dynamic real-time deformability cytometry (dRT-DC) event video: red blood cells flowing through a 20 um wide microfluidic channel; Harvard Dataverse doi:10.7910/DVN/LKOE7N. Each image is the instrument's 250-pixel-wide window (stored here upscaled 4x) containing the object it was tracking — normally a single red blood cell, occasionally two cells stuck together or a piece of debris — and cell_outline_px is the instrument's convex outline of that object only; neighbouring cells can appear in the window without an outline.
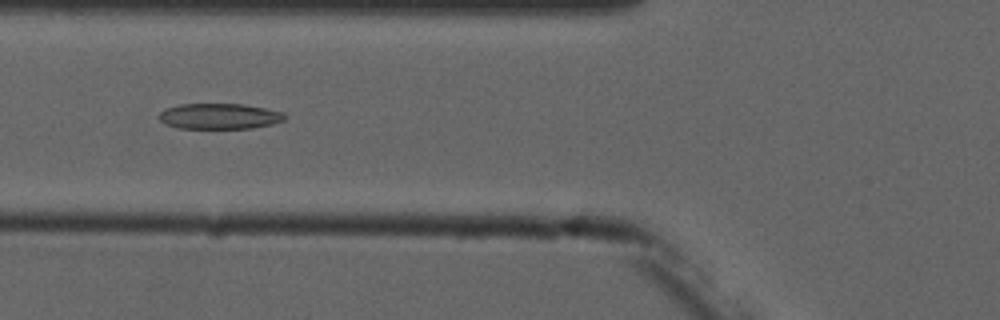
{"species": "common noctule bat (a hibernating species)", "species_latin": "Nyctalus noctula", "temperature_condition": "cold", "stored_images_in_passage": 14, "camera_frame_rate_fps": 3000, "um_per_image_px": 0.085, "animal": {"sex": "male", "forearm_length_mm": 52.5}, "frame": {"image": 1, "passage_image": 5, "time_ms": 6.0, "image_size_px": [1000, 320], "cell_outline_px": [[284, 120], [272, 124], [252, 128], [176, 128], [164, 124], [160, 120], [160, 112], [164, 108], [180, 104], [244, 104], [284, 112]], "centroid_in_image_um": [18.62, 9.88], "position_along_channel_um": 107.2, "area_um2": 18.79}}
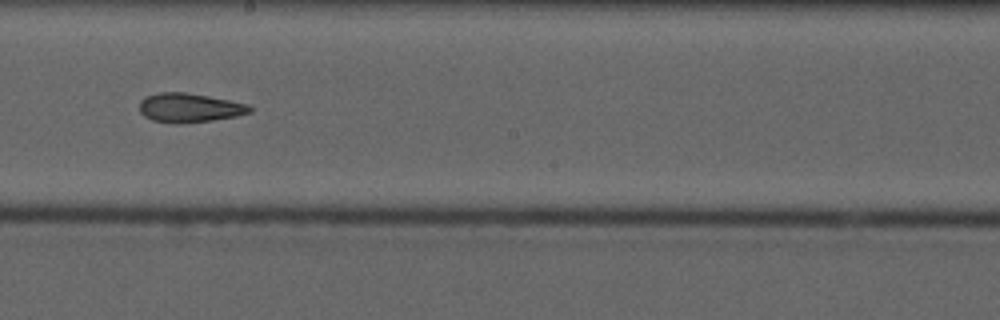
{"frame": {"image": 2, "passage_image": 8, "time_ms": 9.333, "image_size_px": [1000, 320], "cell_outline_px": [[252, 112], [236, 116], [212, 120], [152, 120], [144, 116], [140, 112], [140, 100], [144, 96], [160, 92], [184, 92], [208, 96], [248, 104], [252, 108]], "centroid_in_image_um": [16.11, 9.1], "position_along_channel_um": 232.1, "area_um2": 17.86}}
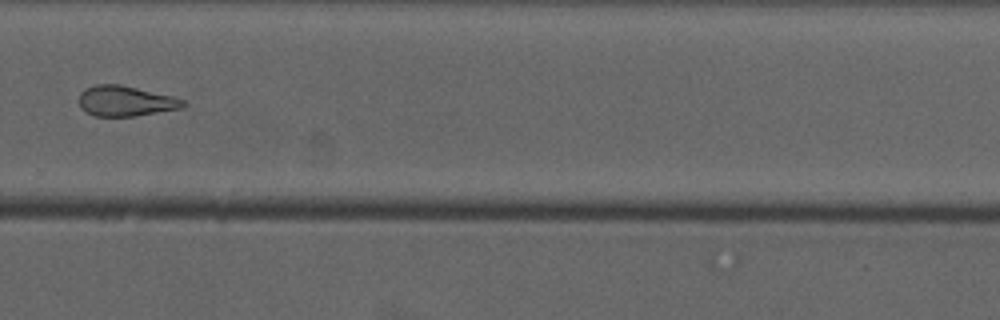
{"frame": {"image": 3, "passage_image": 10, "time_ms": 11.667, "image_size_px": [1000, 320], "cell_outline_px": [[188, 104], [180, 108], [136, 116], [96, 116], [84, 112], [80, 108], [80, 92], [84, 88], [96, 84], [120, 84], [172, 96], [184, 100]], "centroid_in_image_um": [10.64, 8.58], "position_along_channel_um": 319.2, "area_um2": 18.44}, "authors_computed_cell_mechanics": {"area_um2": 19.7965, "velocity_mm_per_s": 3.7461, "shape_relaxation_time_tau1_ms": 6.125, "shape_relaxation_time_tau2_ms": 2.2363, "deformation_change_tau1": 0.1585, "deformation_change_tau2": 0.0982}}